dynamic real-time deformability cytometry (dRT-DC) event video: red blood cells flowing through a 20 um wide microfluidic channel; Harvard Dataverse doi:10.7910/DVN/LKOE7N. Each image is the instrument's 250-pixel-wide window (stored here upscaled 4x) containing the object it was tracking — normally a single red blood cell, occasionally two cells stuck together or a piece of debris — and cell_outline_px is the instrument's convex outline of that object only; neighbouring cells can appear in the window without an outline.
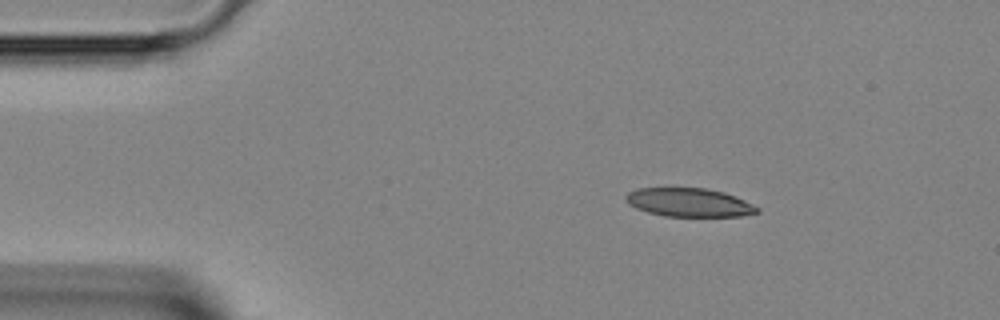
{"species": "Egyptian fruit bat (a non-hibernating species)", "species_latin": "Rousettus aegyptiacus", "temperature_condition": "room temperature", "stored_images_in_passage": 39, "camera_frame_rate_fps": 3000, "um_per_image_px": 0.085, "animal": {"sex": "female"}, "frame": {"image": 1, "passage_image": 1, "time_ms": 0.0, "image_size_px": [1000, 320], "cell_outline_px": [[760, 212], [740, 216], [664, 216], [648, 212], [636, 208], [628, 204], [624, 196], [628, 192], [636, 188], [704, 188], [724, 192], [736, 196], [760, 208]], "centroid_in_image_um": [58.56, 17.2], "position_along_channel_um": 26.4, "area_um2": 21.91}}
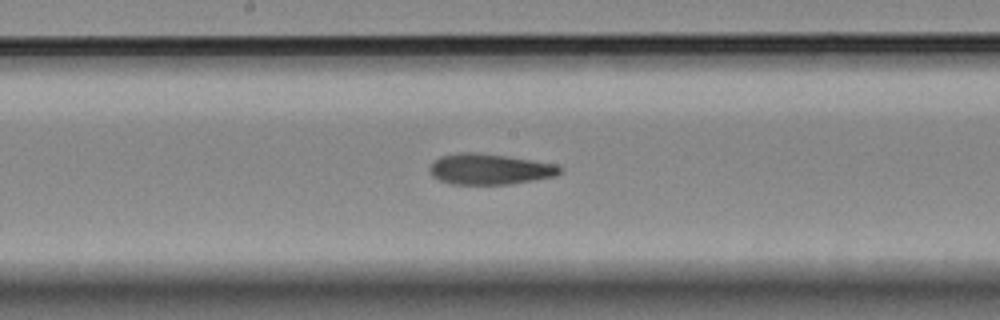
{"frame": {"image": 2, "passage_image": 17, "time_ms": 5.333, "image_size_px": [1000, 320], "cell_outline_px": [[564, 168], [556, 176], [508, 184], [452, 184], [440, 180], [432, 176], [428, 168], [432, 160], [440, 156], [460, 152], [476, 152], [560, 164]], "centroid_in_image_um": [41.61, 14.37], "position_along_channel_um": 206.6, "area_um2": 23.47}}
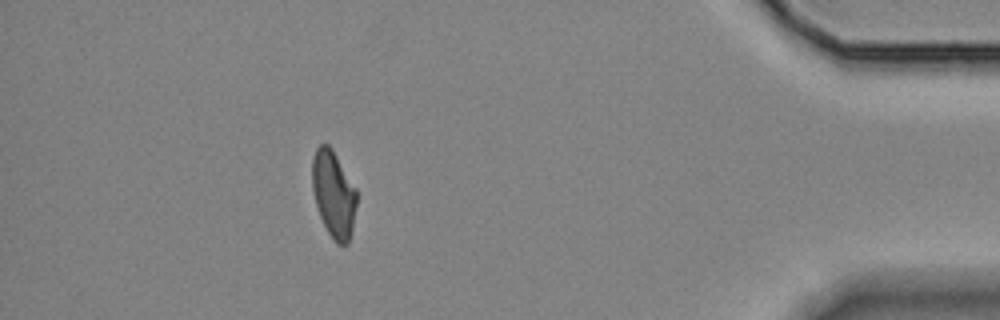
{"frame": {"image": 3, "passage_image": 34, "time_ms": 11.0, "image_size_px": [1000, 320], "cell_outline_px": [[356, 204], [352, 232], [348, 244], [336, 244], [332, 240], [320, 216], [316, 204], [312, 188], [312, 160], [316, 148], [320, 144], [328, 144], [332, 148], [356, 188]], "centroid_in_image_um": [28.35, 16.5], "position_along_channel_um": 406.8, "area_um2": 22.48}}